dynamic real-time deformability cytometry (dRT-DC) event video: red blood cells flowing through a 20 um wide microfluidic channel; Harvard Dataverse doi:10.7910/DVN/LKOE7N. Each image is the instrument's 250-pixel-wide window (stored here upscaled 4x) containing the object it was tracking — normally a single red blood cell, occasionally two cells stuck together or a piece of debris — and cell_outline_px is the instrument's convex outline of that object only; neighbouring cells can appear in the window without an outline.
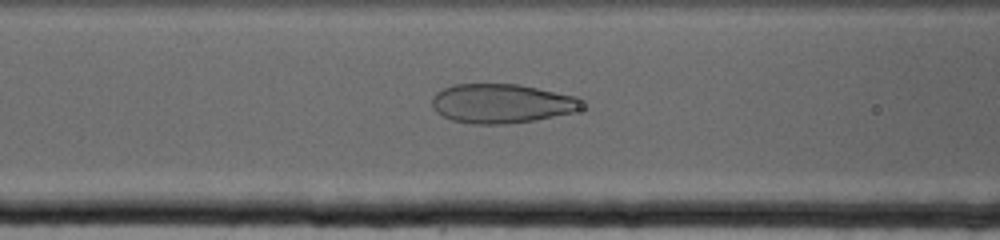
{"species": "human", "species_latin": "Homo sapiens", "temperature_condition": "cold", "stored_images_in_passage": 17, "camera_frame_rate_fps": 3000, "um_per_image_px": 0.085, "donor": {"sex": "female"}, "frame": {"image": 1, "passage_image": 10, "time_ms": 3.0, "image_size_px": [1000, 240], "cell_outline_px": [[588, 100], [580, 108], [572, 112], [532, 120], [504, 124], [472, 124], [452, 120], [436, 112], [432, 108], [432, 96], [436, 92], [452, 84], [516, 84], [580, 96]], "centroid_in_image_um": [42.65, 8.78], "position_along_channel_um": 123.9, "area_um2": 34.45}}
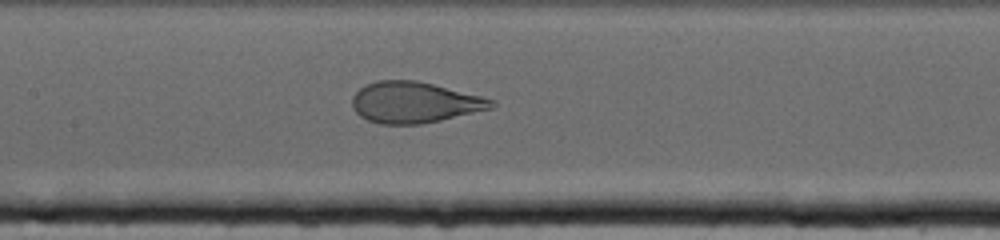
{"frame": {"image": 2, "passage_image": 15, "time_ms": 4.667, "image_size_px": [1000, 240], "cell_outline_px": [[496, 104], [492, 108], [440, 120], [420, 124], [380, 124], [368, 120], [360, 116], [352, 108], [352, 96], [360, 88], [376, 80], [416, 80], [484, 96], [496, 100]], "centroid_in_image_um": [35.24, 8.7], "position_along_channel_um": 172.2, "area_um2": 33.35}}